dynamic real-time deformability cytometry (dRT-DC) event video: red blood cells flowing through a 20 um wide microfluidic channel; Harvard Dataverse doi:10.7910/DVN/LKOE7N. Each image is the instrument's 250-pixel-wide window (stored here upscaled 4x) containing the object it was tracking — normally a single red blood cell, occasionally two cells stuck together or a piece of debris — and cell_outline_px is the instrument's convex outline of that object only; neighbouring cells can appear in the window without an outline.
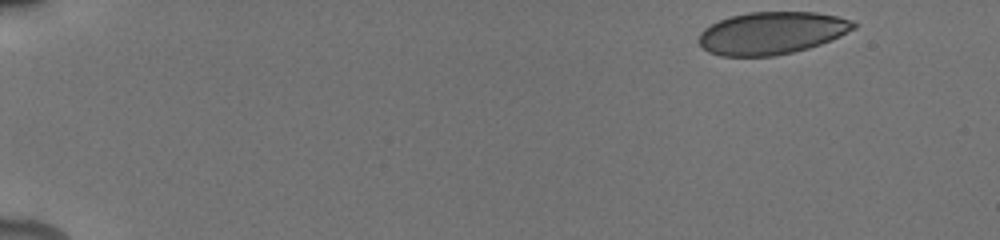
{"species": "human", "species_latin": "Homo sapiens", "temperature_condition": "cold", "stored_images_in_passage": 29, "camera_frame_rate_fps": 3000, "um_per_image_px": 0.085, "donor": {"sex": "male"}, "frame": {"image": 1, "passage_image": 1, "time_ms": 0.0, "image_size_px": [1000, 240], "cell_outline_px": [[856, 28], [840, 36], [820, 44], [808, 48], [792, 52], [772, 56], [720, 56], [708, 52], [696, 40], [700, 32], [704, 28], [720, 20], [732, 16], [748, 12], [816, 12], [836, 16], [852, 20], [856, 24]], "centroid_in_image_um": [65.58, 2.81], "position_along_channel_um": 19.4, "area_um2": 38.26}}
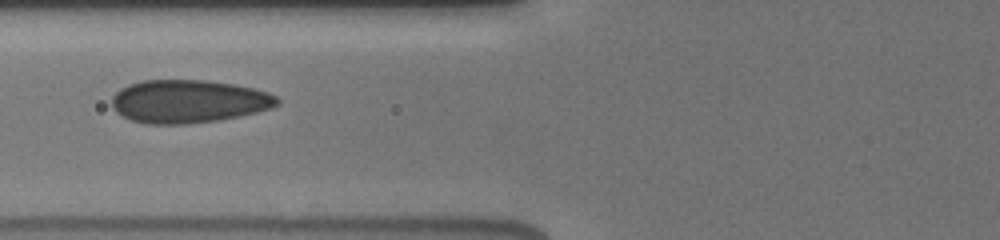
{"frame": {"image": 2, "passage_image": 11, "time_ms": 6.0, "image_size_px": [1000, 240], "cell_outline_px": [[280, 104], [272, 108], [240, 116], [220, 120], [188, 124], [148, 124], [132, 120], [116, 112], [112, 108], [112, 96], [120, 88], [128, 84], [140, 80], [204, 80], [232, 84], [252, 88], [268, 92], [276, 96], [280, 100]], "centroid_in_image_um": [16.02, 8.62], "position_along_channel_um": 109.8, "area_um2": 41.73}}
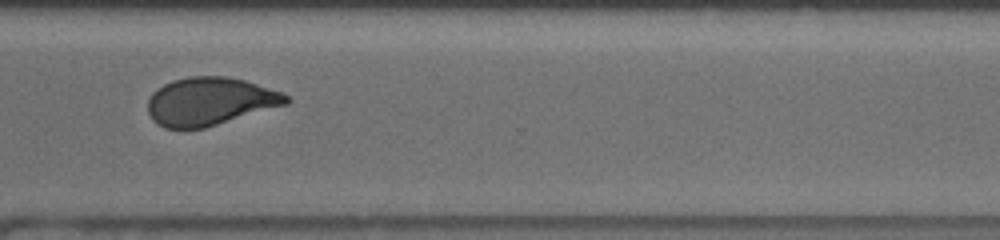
{"frame": {"image": 3, "passage_image": 22, "time_ms": 12.333, "image_size_px": [1000, 240], "cell_outline_px": [[292, 100], [288, 104], [204, 128], [164, 128], [156, 124], [152, 120], [148, 112], [148, 100], [152, 92], [156, 88], [172, 80], [188, 76], [228, 76], [244, 80], [280, 92], [288, 96]], "centroid_in_image_um": [17.81, 8.61], "position_along_channel_um": 352.8, "area_um2": 38.78}, "authors_computed_cell_mechanics": {"area_um2": 39.7086, "velocity_mm_per_s": 3.8359, "shape_relaxation_time_tau1_ms": null, "shape_relaxation_time_tau2_ms": 0.816, "deformation_change_tau1": null, "deformation_change_tau2": 0.0616}}